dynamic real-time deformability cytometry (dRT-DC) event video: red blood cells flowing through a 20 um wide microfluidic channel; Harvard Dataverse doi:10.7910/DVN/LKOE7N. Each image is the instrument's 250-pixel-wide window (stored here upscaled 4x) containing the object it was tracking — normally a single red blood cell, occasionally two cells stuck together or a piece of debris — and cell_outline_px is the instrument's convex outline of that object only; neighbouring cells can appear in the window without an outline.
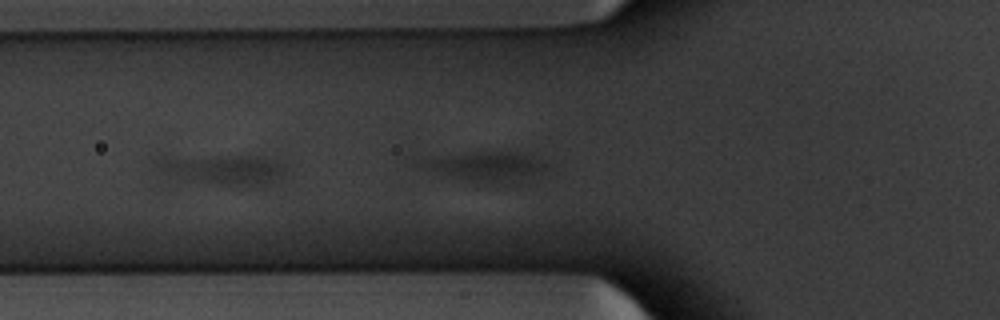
{"species": "common noctule bat (a hibernating species)", "species_latin": "Nyctalus noctula", "temperature_condition": "warm", "stored_images_in_passage": 23, "camera_frame_rate_fps": 3000, "um_per_image_px": 0.085, "animal": {"sex": "male", "body_mass_g": 20.1, "forearm_length_mm": 53.5}, "frame": {"image": 1, "passage_image": 17, "time_ms": 5.333, "image_size_px": [1000, 320], "cell_outline_px": [[552, 168], [528, 184], [476, 184], [416, 168], [412, 164], [408, 156], [476, 152], [528, 152], [552, 160]], "centroid_in_image_um": [41.3, 14.17], "position_along_channel_um": 84.5, "area_um2": 25.55}}
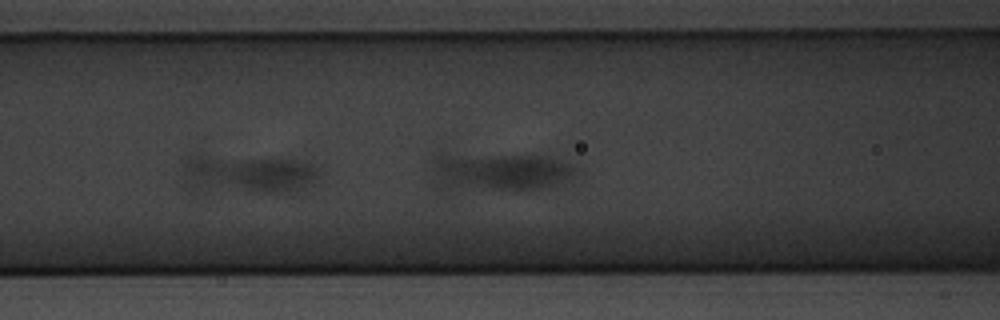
{"frame": {"image": 2, "passage_image": 20, "time_ms": 6.333, "image_size_px": [1000, 320], "cell_outline_px": [[320, 168], [316, 180], [304, 188], [296, 192], [188, 192], [184, 168], [184, 160], [188, 156], [200, 156], [296, 160], [312, 164]], "centroid_in_image_um": [21.02, 14.85], "position_along_channel_um": 145.6, "area_um2": 30.98}}